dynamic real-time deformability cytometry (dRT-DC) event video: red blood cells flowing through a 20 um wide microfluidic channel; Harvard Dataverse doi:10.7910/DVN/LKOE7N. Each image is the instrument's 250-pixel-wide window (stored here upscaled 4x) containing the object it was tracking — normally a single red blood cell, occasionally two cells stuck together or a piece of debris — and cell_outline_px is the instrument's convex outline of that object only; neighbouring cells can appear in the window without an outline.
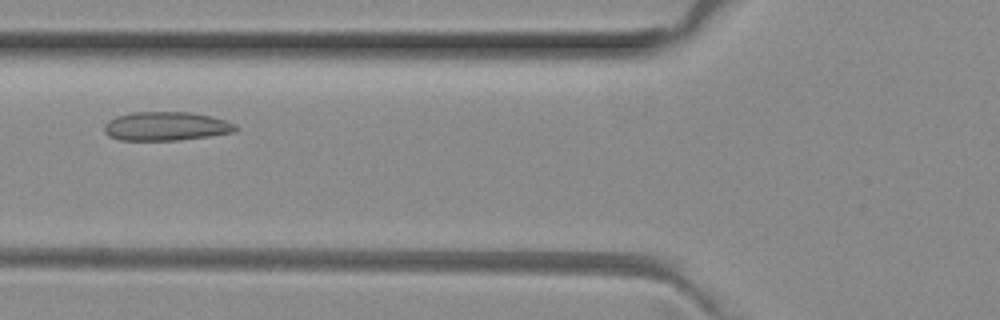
{"species": "common noctule bat (a hibernating species)", "species_latin": "Nyctalus noctula", "temperature_condition": "room temperature", "stored_images_in_passage": 4, "camera_frame_rate_fps": 3000, "um_per_image_px": 0.085, "animal": {"sex": "female", "body_mass_g": 29.2, "forearm_length_mm": 56.3}, "frame": {"image": 1, "passage_image": 4, "time_ms": 1.0, "image_size_px": [1000, 320], "cell_outline_px": [[240, 128], [236, 132], [180, 140], [120, 140], [108, 136], [104, 132], [104, 124], [108, 120], [116, 116], [132, 112], [192, 112], [212, 116], [236, 124]], "centroid_in_image_um": [14.12, 10.73], "position_along_channel_um": 111.7, "area_um2": 22.31}}